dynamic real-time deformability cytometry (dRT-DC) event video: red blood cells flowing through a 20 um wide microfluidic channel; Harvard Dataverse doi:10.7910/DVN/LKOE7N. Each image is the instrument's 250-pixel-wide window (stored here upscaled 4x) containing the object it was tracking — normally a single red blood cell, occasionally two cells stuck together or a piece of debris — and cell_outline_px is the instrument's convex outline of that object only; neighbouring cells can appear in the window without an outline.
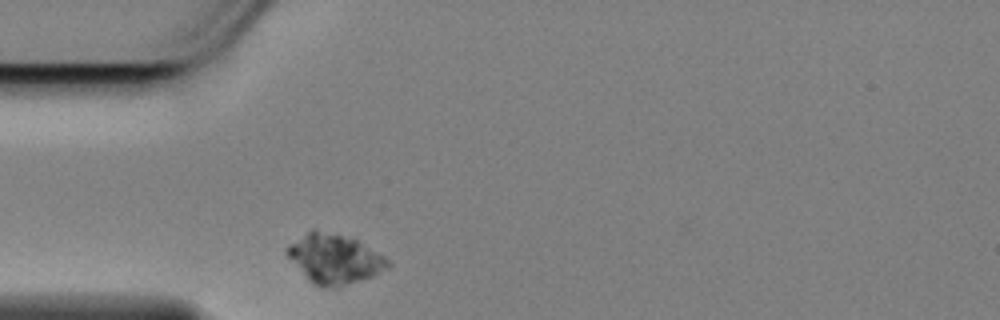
{"species": "Egyptian fruit bat (a non-hibernating species)", "species_latin": "Rousettus aegyptiacus", "temperature_condition": "cold", "stored_images_in_passage": 32, "camera_frame_rate_fps": 3000, "um_per_image_px": 0.085, "animal": {"sex": "female"}, "frame": {"image": 1, "passage_image": 1, "time_ms": 0.0, "image_size_px": [1000, 320], "cell_outline_px": [[392, 264], [388, 268], [372, 276], [344, 284], [324, 288], [312, 284], [308, 280], [284, 252], [288, 244], [312, 228], [352, 236], [384, 256]], "centroid_in_image_um": [28.4, 21.95], "position_along_channel_um": 56.6, "area_um2": 29.13}}
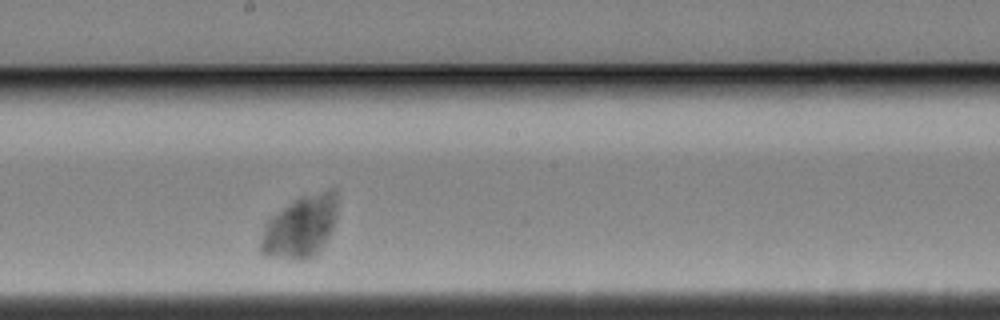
{"frame": {"image": 2, "passage_image": 17, "time_ms": 5.333, "image_size_px": [1000, 320], "cell_outline_px": [[336, 216], [332, 228], [324, 244], [308, 260], [288, 260], [264, 256], [260, 252], [260, 244], [264, 224], [276, 212], [300, 196], [332, 188], [336, 188]], "centroid_in_image_um": [25.51, 19.28], "position_along_channel_um": 222.7, "area_um2": 27.98}}
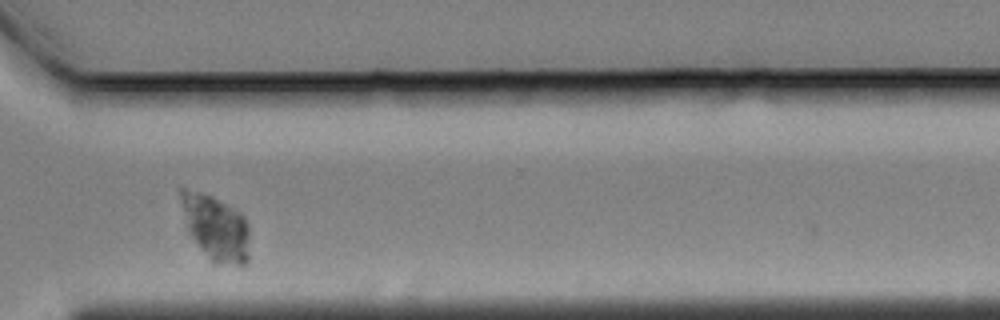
{"frame": {"image": 3, "passage_image": 29, "time_ms": 9.333, "image_size_px": [1000, 320], "cell_outline_px": [[248, 260], [244, 264], [212, 264], [188, 232], [180, 200], [180, 188], [184, 188], [200, 192], [212, 196], [240, 212], [244, 216], [248, 224]], "centroid_in_image_um": [18.33, 19.36], "position_along_channel_um": 352.3, "area_um2": 26.07}, "authors_computed_cell_mechanics": {"area_um2": 27.9463, "velocity_mm_per_s": 3.2245, "shape_relaxation_time_tau1_ms": 6.5956, "shape_relaxation_time_tau2_ms": null, "deformation_change_tau1": 0.0964, "deformation_change_tau2": null}}